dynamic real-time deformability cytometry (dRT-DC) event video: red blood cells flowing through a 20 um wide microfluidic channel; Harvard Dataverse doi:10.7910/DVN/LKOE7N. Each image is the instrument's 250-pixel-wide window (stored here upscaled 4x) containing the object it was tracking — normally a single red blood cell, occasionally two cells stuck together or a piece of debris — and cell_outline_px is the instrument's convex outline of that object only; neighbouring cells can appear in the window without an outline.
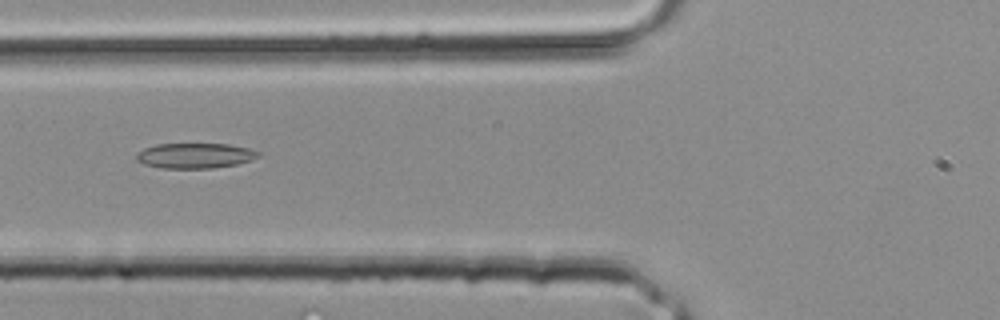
{"species": "common noctule bat (a hibernating species)", "species_latin": "Nyctalus noctula", "temperature_condition": "room temperature", "stored_images_in_passage": 3, "camera_frame_rate_fps": 3000, "um_per_image_px": 0.085, "animal": {"sex": "male", "body_mass_g": 20.4}, "frame": {"image": 1, "passage_image": 3, "time_ms": 0.667, "image_size_px": [1000, 320], "cell_outline_px": [[260, 156], [252, 160], [236, 164], [212, 168], [160, 168], [144, 164], [136, 160], [136, 152], [144, 148], [156, 144], [228, 144], [248, 148], [260, 152]], "centroid_in_image_um": [16.56, 13.23], "position_along_channel_um": 109.2, "area_um2": 17.98}}